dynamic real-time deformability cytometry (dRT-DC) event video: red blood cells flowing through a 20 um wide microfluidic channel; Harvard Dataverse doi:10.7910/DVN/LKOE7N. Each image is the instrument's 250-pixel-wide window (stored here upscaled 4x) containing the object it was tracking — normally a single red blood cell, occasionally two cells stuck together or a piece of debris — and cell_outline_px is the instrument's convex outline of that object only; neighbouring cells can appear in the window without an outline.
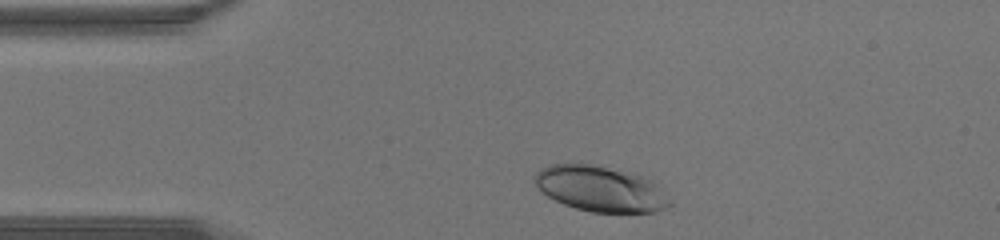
{"species": "human", "species_latin": "Homo sapiens", "temperature_condition": "warm", "stored_images_in_passage": 29, "camera_frame_rate_fps": 3000, "um_per_image_px": 0.085, "donor": {"sex": "male"}, "frame": {"image": 1, "passage_image": 2, "time_ms": 0.333, "image_size_px": [1000, 240], "cell_outline_px": [[672, 204], [668, 208], [656, 212], [592, 212], [576, 208], [564, 204], [548, 196], [532, 180], [536, 172], [540, 168], [548, 164], [592, 164], [640, 176], [648, 180]], "centroid_in_image_um": [50.95, 16.06], "position_along_channel_um": 34.0, "area_um2": 34.91}}
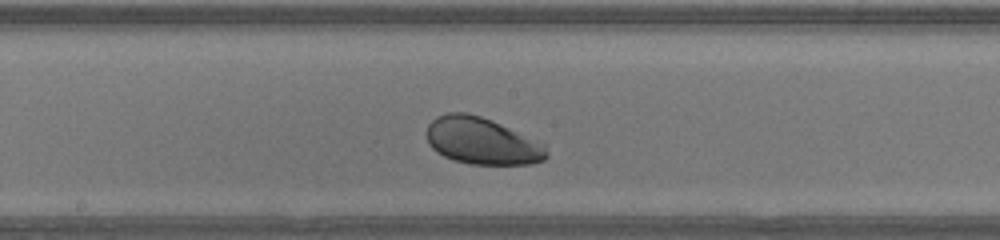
{"frame": {"image": 2, "passage_image": 16, "time_ms": 5.0, "image_size_px": [1000, 240], "cell_outline_px": [[548, 156], [544, 160], [532, 164], [468, 164], [452, 160], [436, 152], [428, 144], [428, 124], [436, 116], [448, 112], [468, 112], [492, 120], [544, 144], [548, 152]], "centroid_in_image_um": [40.95, 11.99], "position_along_channel_um": 207.3, "area_um2": 32.77}}
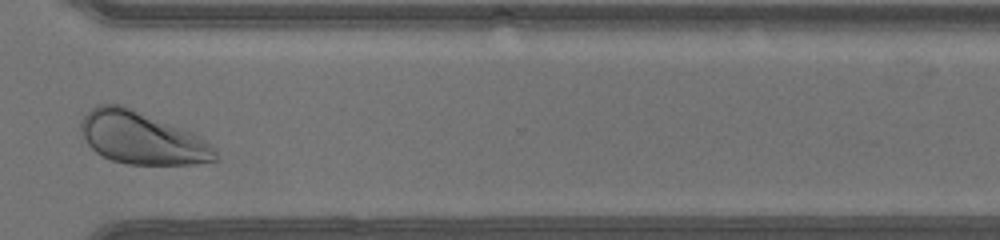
{"frame": {"image": 3, "passage_image": 26, "time_ms": 8.333, "image_size_px": [1000, 240], "cell_outline_px": [[220, 156], [216, 160], [196, 164], [128, 164], [112, 160], [96, 152], [88, 144], [80, 128], [80, 124], [84, 116], [96, 104], [124, 104], [192, 132], [200, 136]], "centroid_in_image_um": [12.05, 11.71], "position_along_channel_um": 358.5, "area_um2": 40.86}}